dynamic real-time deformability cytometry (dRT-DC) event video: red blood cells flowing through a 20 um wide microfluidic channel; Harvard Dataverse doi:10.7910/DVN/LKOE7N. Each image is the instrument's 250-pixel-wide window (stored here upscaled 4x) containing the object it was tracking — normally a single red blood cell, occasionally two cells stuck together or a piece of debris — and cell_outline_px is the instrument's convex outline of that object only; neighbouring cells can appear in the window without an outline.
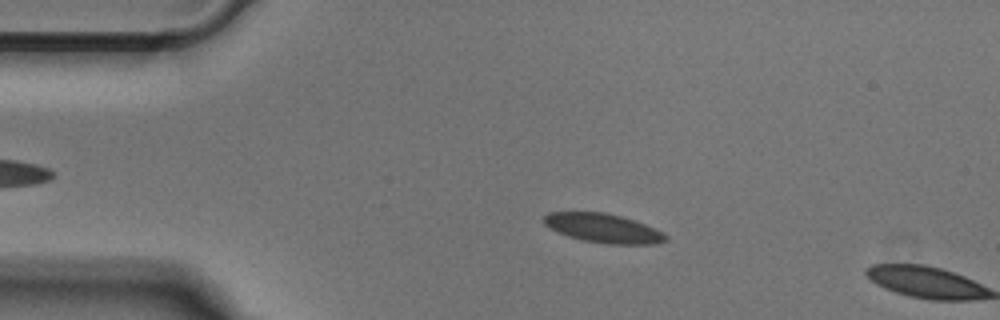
{"species": "Egyptian fruit bat (a non-hibernating species)", "species_latin": "Rousettus aegyptiacus", "temperature_condition": "cold", "stored_images_in_passage": 10, "camera_frame_rate_fps": 3000, "um_per_image_px": 0.085, "animal": {"sex": "male"}, "frame": {"image": 1, "passage_image": 9, "time_ms": 2.667, "image_size_px": [1000, 320], "cell_outline_px": [[668, 240], [652, 244], [608, 244], [584, 240], [568, 236], [544, 224], [544, 216], [548, 212], [604, 212], [620, 216], [644, 224], [668, 236]], "centroid_in_image_um": [51.26, 19.39], "position_along_channel_um": 33.7, "area_um2": 20.17}}